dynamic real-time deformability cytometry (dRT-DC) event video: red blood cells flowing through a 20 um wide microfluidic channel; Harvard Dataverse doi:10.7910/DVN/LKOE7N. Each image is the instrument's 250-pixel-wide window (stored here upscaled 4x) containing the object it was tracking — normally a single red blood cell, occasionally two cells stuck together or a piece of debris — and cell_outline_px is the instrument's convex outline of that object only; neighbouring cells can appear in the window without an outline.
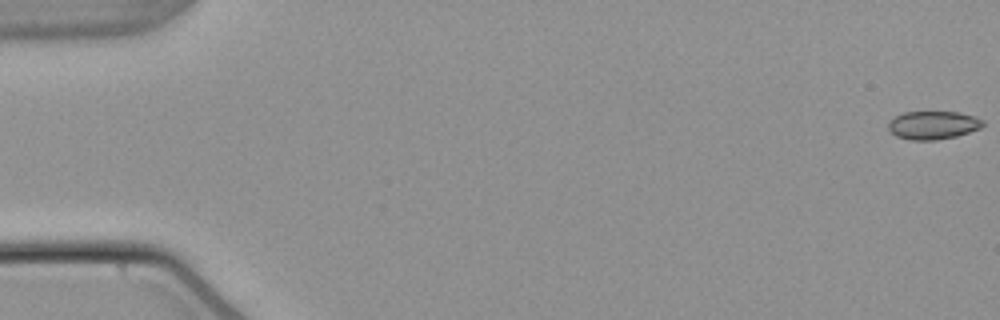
{"species": "common noctule bat (a hibernating species)", "species_latin": "Nyctalus noctula", "temperature_condition": "warm", "stored_images_in_passage": 55, "camera_frame_rate_fps": 3000, "um_per_image_px": 0.085, "animal": {"sex": "male", "body_mass_g": 21.5, "forearm_length_mm": 52.0}, "frame": {"image": 1, "passage_image": 1, "time_ms": 0.0, "image_size_px": [1000, 320], "cell_outline_px": [[984, 124], [980, 128], [956, 136], [936, 140], [912, 140], [896, 136], [888, 128], [888, 124], [896, 116], [904, 112], [960, 112], [984, 120]], "centroid_in_image_um": [79.32, 10.64], "position_along_channel_um": 5.7, "area_um2": 15.37}}
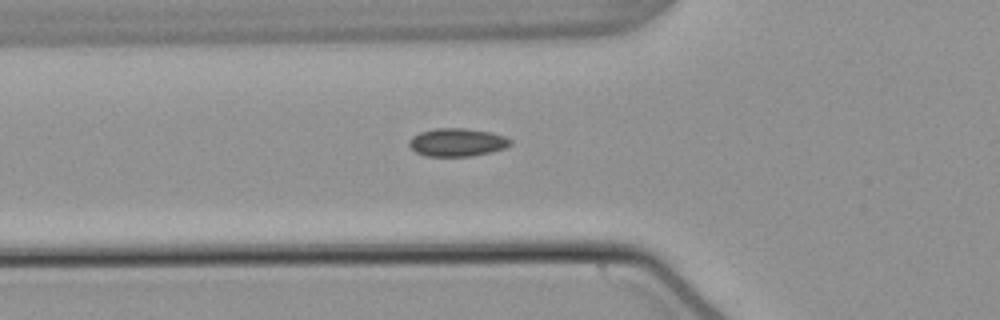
{"frame": {"image": 2, "passage_image": 20, "time_ms": 6.333, "image_size_px": [1000, 320], "cell_outline_px": [[512, 144], [504, 148], [492, 152], [472, 156], [424, 156], [416, 152], [408, 144], [412, 136], [420, 132], [436, 128], [464, 128], [492, 132], [504, 136], [512, 140]], "centroid_in_image_um": [38.87, 12.1], "position_along_channel_um": 86.9, "area_um2": 16.65}}
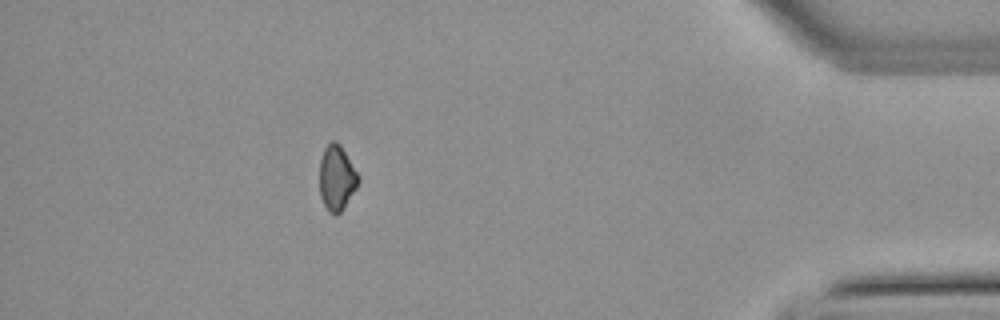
{"frame": {"image": 3, "passage_image": 49, "time_ms": 16.0, "image_size_px": [1000, 320], "cell_outline_px": [[360, 180], [356, 188], [344, 208], [336, 216], [328, 212], [320, 196], [320, 160], [324, 148], [332, 140], [336, 140], [340, 144], [360, 176]], "centroid_in_image_um": [28.63, 15.13], "position_along_channel_um": 406.6, "area_um2": 14.85}, "authors_computed_cell_mechanics": {"area_um2": 15.895, "velocity_mm_per_s": 3.8201, "shape_relaxation_time_tau1_ms": 7.1429, "shape_relaxation_time_tau2_ms": 5.1028, "deformation_change_tau1": 0.096, "deformation_change_tau2": 0.088}}